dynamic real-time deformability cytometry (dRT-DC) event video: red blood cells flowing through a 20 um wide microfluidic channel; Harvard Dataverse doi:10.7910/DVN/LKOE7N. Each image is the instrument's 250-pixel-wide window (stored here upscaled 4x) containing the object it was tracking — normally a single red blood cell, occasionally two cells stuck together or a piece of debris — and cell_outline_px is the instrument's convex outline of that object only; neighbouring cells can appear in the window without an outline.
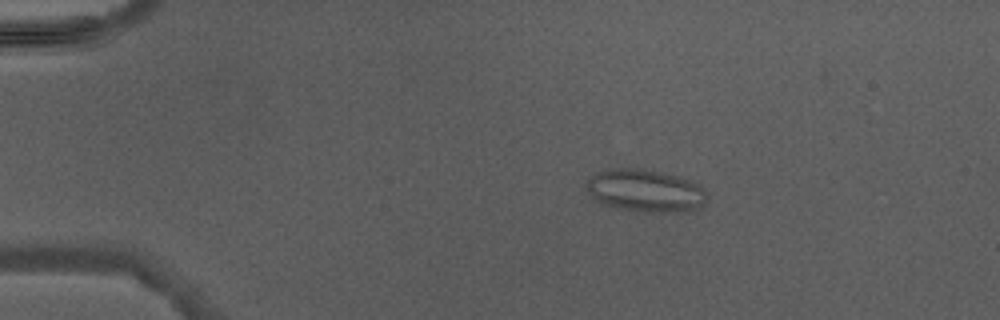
{"species": "Egyptian fruit bat (a non-hibernating species)", "species_latin": "Rousettus aegyptiacus", "temperature_condition": "warm", "stored_images_in_passage": 4, "camera_frame_rate_fps": 3000, "um_per_image_px": 0.085, "animal": {"sex": "male"}, "frame": {"image": 1, "passage_image": 2, "time_ms": 1.333, "image_size_px": [1000, 320], "cell_outline_px": [[708, 200], [704, 204], [696, 208], [680, 212], [632, 212], [616, 208], [604, 204], [596, 200], [588, 192], [588, 180], [596, 172], [612, 168], [636, 168], [676, 176], [688, 180], [704, 188], [708, 192]], "centroid_in_image_um": [54.87, 16.23], "position_along_channel_um": 30.1, "area_um2": 29.82}}
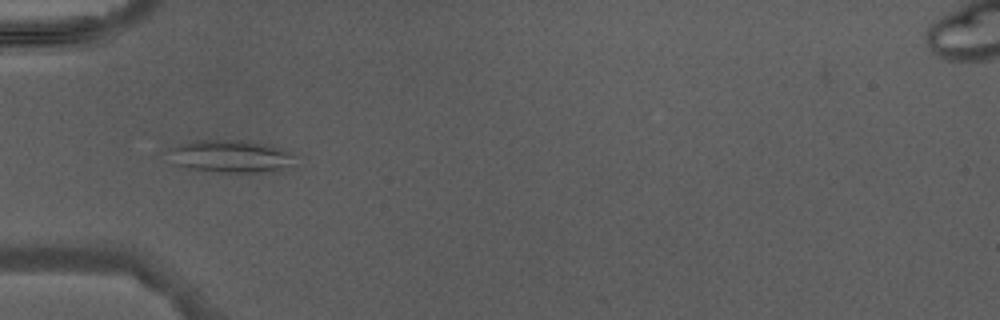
{"frame": {"image": 2, "passage_image": 4, "time_ms": 3.667, "image_size_px": [1000, 320], "cell_outline_px": [[292, 164], [288, 168], [280, 172], [216, 172], [188, 168], [172, 164], [160, 152], [168, 148], [180, 144], [200, 140], [240, 140], [268, 144], [288, 152], [292, 156]], "centroid_in_image_um": [19.46, 13.3], "position_along_channel_um": 65.5, "area_um2": 24.57}}